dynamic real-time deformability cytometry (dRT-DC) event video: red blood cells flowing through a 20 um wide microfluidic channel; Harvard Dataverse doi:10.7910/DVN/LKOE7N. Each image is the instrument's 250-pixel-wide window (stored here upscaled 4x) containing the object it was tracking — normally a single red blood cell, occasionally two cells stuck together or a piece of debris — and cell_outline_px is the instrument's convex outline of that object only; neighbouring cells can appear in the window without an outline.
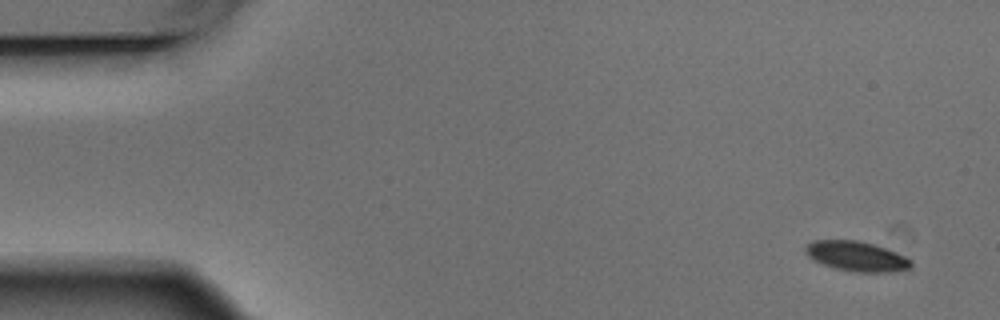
{"species": "Egyptian fruit bat (a non-hibernating species)", "species_latin": "Rousettus aegyptiacus", "temperature_condition": "warm", "stored_images_in_passage": 5, "camera_frame_rate_fps": 3000, "um_per_image_px": 0.085, "animal": {"sex": "male"}, "frame": {"image": 1, "passage_image": 1, "time_ms": 0.0, "image_size_px": [1000, 320], "cell_outline_px": [[912, 268], [896, 272], [852, 272], [836, 268], [824, 264], [808, 256], [804, 252], [804, 248], [812, 240], [856, 240], [876, 244], [904, 256], [912, 260]], "centroid_in_image_um": [72.84, 21.78], "position_along_channel_um": 12.2, "area_um2": 18.5}}
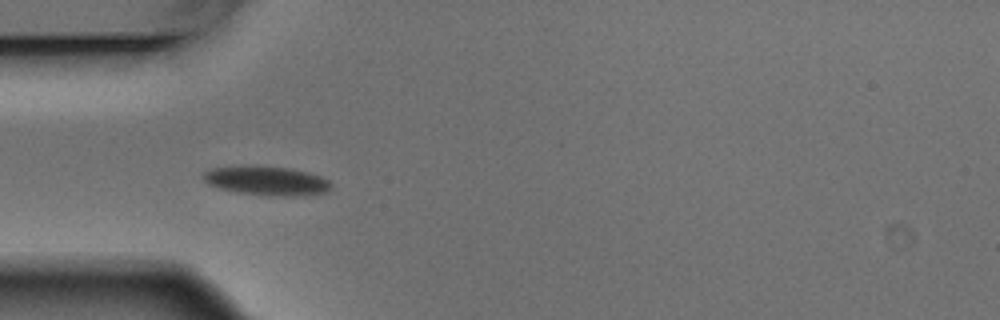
{"frame": {"image": 2, "passage_image": 4, "time_ms": 1.0, "image_size_px": [1000, 320], "cell_outline_px": [[332, 184], [328, 192], [304, 196], [280, 196], [240, 192], [220, 188], [208, 184], [200, 176], [204, 172], [212, 168], [252, 164], [292, 168], [308, 172], [320, 176], [328, 180]], "centroid_in_image_um": [22.68, 15.34], "position_along_channel_um": 62.3, "area_um2": 22.02}}
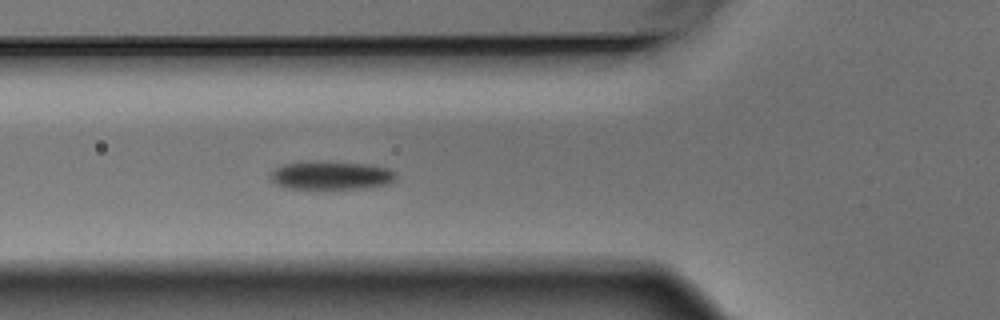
{"frame": {"image": 3, "passage_image": 5, "time_ms": 1.333, "image_size_px": [1000, 320], "cell_outline_px": [[396, 180], [388, 184], [368, 188], [288, 188], [272, 180], [268, 176], [280, 164], [328, 160], [372, 164], [388, 168], [396, 172]], "centroid_in_image_um": [28.22, 14.88], "position_along_channel_um": 97.6, "area_um2": 21.04}}